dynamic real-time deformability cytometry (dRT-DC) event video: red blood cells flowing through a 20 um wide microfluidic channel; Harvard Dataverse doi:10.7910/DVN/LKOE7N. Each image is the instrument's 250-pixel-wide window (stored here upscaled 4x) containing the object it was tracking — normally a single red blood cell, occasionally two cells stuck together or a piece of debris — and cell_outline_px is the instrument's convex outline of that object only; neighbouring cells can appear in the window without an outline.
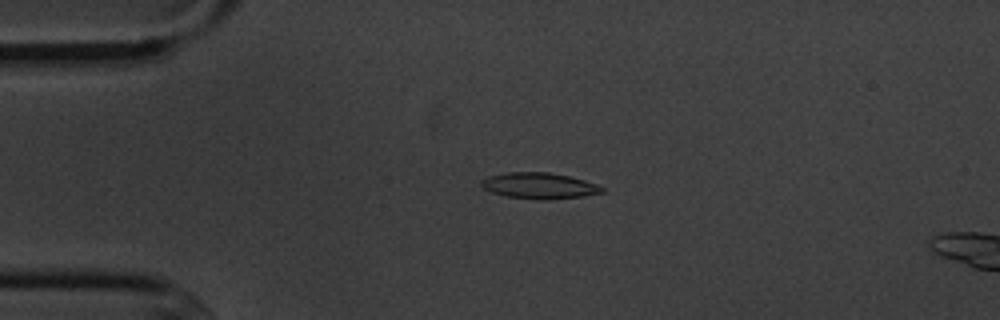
{"species": "common noctule bat (a hibernating species)", "species_latin": "Nyctalus noctula", "temperature_condition": "cold", "stored_images_in_passage": 5, "camera_frame_rate_fps": 3000, "um_per_image_px": 0.085, "animal": {"sex": "male", "body_mass_g": 20.1, "forearm_length_mm": 53.5}, "frame": {"image": 1, "passage_image": 4, "time_ms": 3.333, "image_size_px": [1000, 320], "cell_outline_px": [[604, 192], [584, 196], [548, 200], [544, 200], [508, 196], [492, 192], [484, 188], [480, 184], [480, 180], [488, 176], [508, 172], [548, 172], [568, 176], [584, 180], [596, 184], [604, 188]], "centroid_in_image_um": [45.84, 15.78], "position_along_channel_um": 39.2, "area_um2": 18.21}}